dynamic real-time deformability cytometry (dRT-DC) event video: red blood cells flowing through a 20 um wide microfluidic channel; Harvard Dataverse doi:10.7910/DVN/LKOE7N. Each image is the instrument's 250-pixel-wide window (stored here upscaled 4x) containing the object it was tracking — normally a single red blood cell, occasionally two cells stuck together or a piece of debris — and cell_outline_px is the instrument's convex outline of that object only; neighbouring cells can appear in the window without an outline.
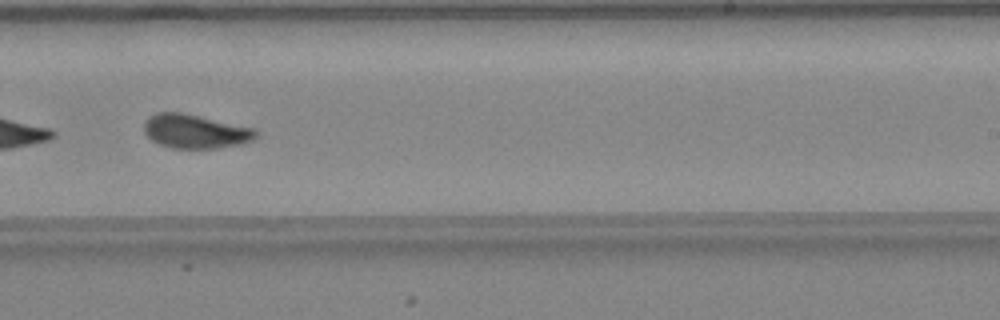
{"species": "common noctule bat (a hibernating species)", "species_latin": "Nyctalus noctula", "temperature_condition": "warm", "stored_images_in_passage": 29, "camera_frame_rate_fps": 3000, "um_per_image_px": 0.085, "animal": {"sex": "female", "body_mass_g": 24.6, "forearm_length_mm": 56.2}, "frame": {"image": 1, "passage_image": 17, "time_ms": 5.333, "image_size_px": [1000, 320], "cell_outline_px": [[260, 136], [252, 140], [240, 144], [216, 148], [172, 148], [160, 144], [152, 140], [144, 132], [144, 124], [156, 112], [180, 112], [256, 128], [260, 132]], "centroid_in_image_um": [16.66, 11.17], "position_along_channel_um": 272.3, "area_um2": 22.08}, "authors_computed_cell_mechanics": {"area_um2": 22.1374, "velocity_mm_per_s": 4.324, "shape_relaxation_time_tau1_ms": 7.3521, "shape_relaxation_time_tau2_ms": 1.3245, "deformation_change_tau1": 0.1816, "deformation_change_tau2": 0.0494}}